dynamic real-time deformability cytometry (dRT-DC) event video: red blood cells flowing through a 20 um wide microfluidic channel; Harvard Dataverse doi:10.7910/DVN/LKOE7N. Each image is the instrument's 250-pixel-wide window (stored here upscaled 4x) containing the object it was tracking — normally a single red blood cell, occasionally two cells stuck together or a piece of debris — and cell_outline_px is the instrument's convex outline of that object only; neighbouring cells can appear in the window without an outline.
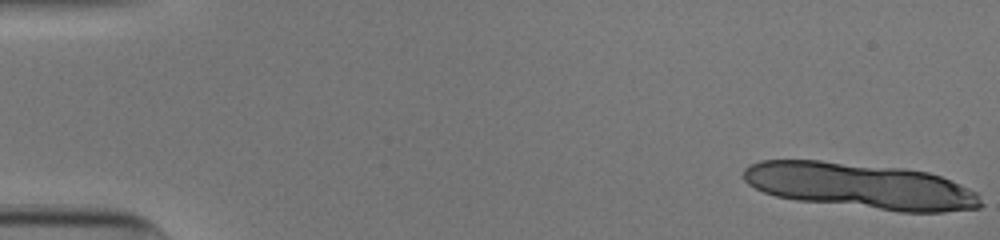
{"species": "human", "species_latin": "Homo sapiens", "temperature_condition": "cold", "stored_images_in_passage": 13, "camera_frame_rate_fps": 3000, "um_per_image_px": 0.085, "donor": {"sex": "male"}, "frame": {"image": 1, "passage_image": 1, "time_ms": 0.0, "image_size_px": [1000, 240], "cell_outline_px": [[980, 204], [976, 208], [936, 212], [908, 212], [804, 200], [780, 196], [756, 188], [744, 176], [744, 172], [752, 164], [764, 160], [816, 160], [924, 172], [940, 176], [956, 184]], "centroid_in_image_um": [73.02, 15.79], "position_along_channel_um": 12.0, "area_um2": 59.77}}